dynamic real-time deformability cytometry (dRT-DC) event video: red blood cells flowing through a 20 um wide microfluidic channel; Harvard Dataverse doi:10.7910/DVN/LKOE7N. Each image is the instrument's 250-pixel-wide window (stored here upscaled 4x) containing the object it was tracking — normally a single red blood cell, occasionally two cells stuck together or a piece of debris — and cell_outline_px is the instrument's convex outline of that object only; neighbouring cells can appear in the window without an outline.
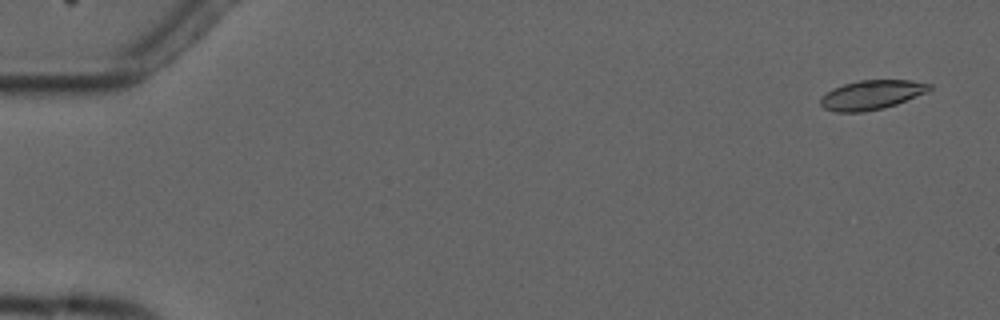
{"species": "common noctule bat (a hibernating species)", "species_latin": "Nyctalus noctula", "temperature_condition": "cold", "stored_images_in_passage": 5, "camera_frame_rate_fps": 3000, "um_per_image_px": 0.085, "animal": {"sex": "male", "forearm_length_mm": 52.5}, "frame": {"image": 1, "passage_image": 1, "time_ms": 0.0, "image_size_px": [1000, 320], "cell_outline_px": [[932, 88], [928, 92], [896, 104], [884, 108], [864, 112], [836, 112], [824, 108], [820, 104], [820, 96], [832, 88], [844, 84], [860, 80], [912, 80], [932, 84]], "centroid_in_image_um": [74.08, 8.06], "position_along_channel_um": 10.9, "area_um2": 18.79}}